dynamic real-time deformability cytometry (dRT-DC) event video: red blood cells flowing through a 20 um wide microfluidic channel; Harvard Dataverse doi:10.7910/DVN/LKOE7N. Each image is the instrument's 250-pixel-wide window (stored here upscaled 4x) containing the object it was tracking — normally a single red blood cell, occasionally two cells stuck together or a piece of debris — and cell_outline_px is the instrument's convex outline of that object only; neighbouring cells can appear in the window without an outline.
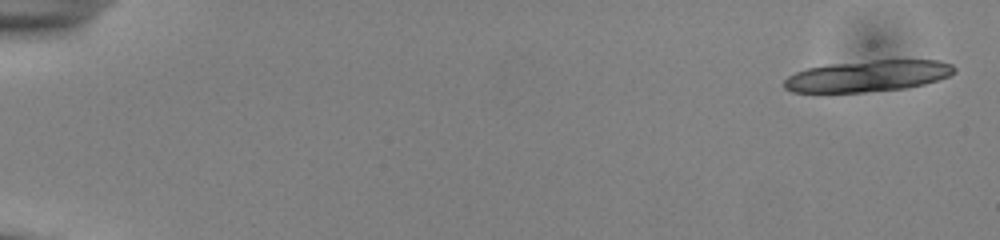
{"species": "common noctule bat (a hibernating species)", "species_latin": "Nyctalus noctula", "temperature_condition": "cold", "stored_images_in_passage": 12, "camera_frame_rate_fps": 3000, "um_per_image_px": 0.085, "animal": {"sex": "male", "body_mass_g": 13.0, "forearm_length_mm": 53.1}, "frame": {"image": 1, "passage_image": 1, "time_ms": 0.0, "image_size_px": [1000, 240], "cell_outline_px": [[956, 72], [948, 76], [924, 84], [908, 88], [864, 92], [792, 92], [784, 88], [784, 80], [788, 76], [796, 72], [808, 68], [828, 64], [872, 60], [940, 60], [952, 64], [956, 68]], "centroid_in_image_um": [73.78, 6.45], "position_along_channel_um": 11.2, "area_um2": 31.15}}